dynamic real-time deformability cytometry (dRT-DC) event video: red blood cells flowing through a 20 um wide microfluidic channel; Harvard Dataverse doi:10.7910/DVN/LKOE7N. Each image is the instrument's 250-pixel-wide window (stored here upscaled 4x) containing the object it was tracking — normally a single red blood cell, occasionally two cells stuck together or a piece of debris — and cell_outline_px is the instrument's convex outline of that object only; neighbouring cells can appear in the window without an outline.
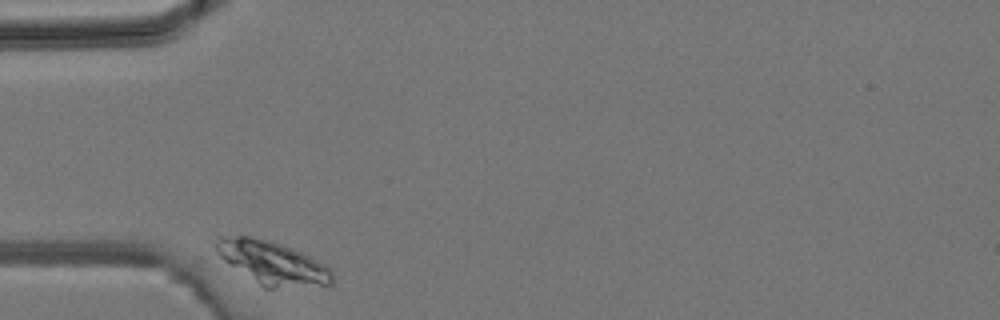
{"species": "common noctule bat (a hibernating species)", "species_latin": "Nyctalus noctula", "temperature_condition": "room temperature", "stored_images_in_passage": 28, "camera_frame_rate_fps": 3000, "um_per_image_px": 0.085, "animal": {"sex": "male", "body_mass_g": 19.2, "forearm_length_mm": 51.8}, "frame": {"image": 1, "passage_image": 1, "time_ms": 0.0, "image_size_px": [1000, 320], "cell_outline_px": [[332, 284], [276, 288], [264, 288], [224, 260], [216, 252], [212, 244], [216, 236], [248, 236], [268, 240], [284, 244], [324, 264], [332, 272]], "centroid_in_image_um": [23.08, 22.31], "position_along_channel_um": 61.9, "area_um2": 29.07}}
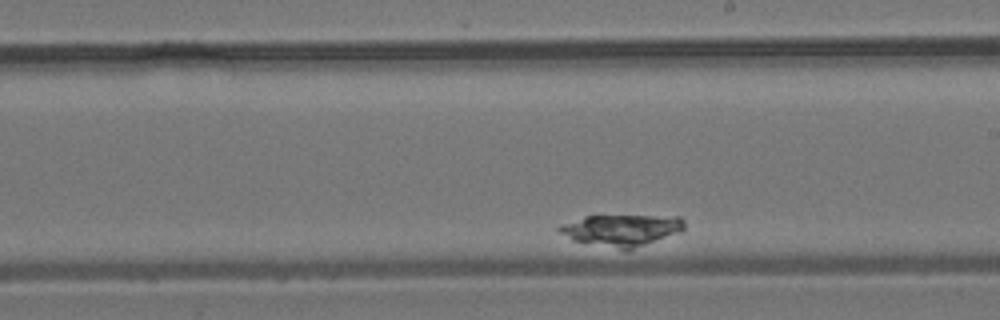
{"frame": {"image": 2, "passage_image": 17, "time_ms": 5.333, "image_size_px": [1000, 320], "cell_outline_px": [[684, 232], [632, 248], [620, 248], [572, 240], [560, 232], [556, 228], [560, 224], [584, 216], [680, 216], [684, 220]], "centroid_in_image_um": [52.86, 19.53], "position_along_channel_um": 236.1, "area_um2": 22.6}}
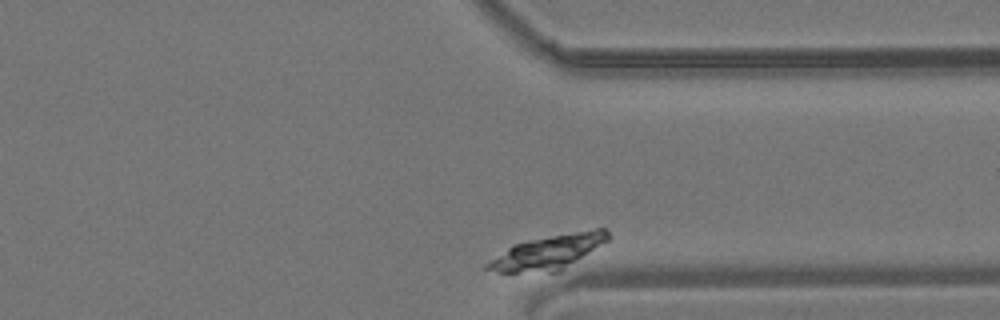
{"frame": {"image": 3, "passage_image": 28, "time_ms": 9.0, "image_size_px": [1000, 320], "cell_outline_px": [[608, 240], [560, 272], [500, 272], [484, 268], [484, 264], [512, 244], [552, 236], [596, 228], [604, 228], [608, 232]], "centroid_in_image_um": [46.58, 21.45], "position_along_channel_um": 364.8, "area_um2": 23.58}}